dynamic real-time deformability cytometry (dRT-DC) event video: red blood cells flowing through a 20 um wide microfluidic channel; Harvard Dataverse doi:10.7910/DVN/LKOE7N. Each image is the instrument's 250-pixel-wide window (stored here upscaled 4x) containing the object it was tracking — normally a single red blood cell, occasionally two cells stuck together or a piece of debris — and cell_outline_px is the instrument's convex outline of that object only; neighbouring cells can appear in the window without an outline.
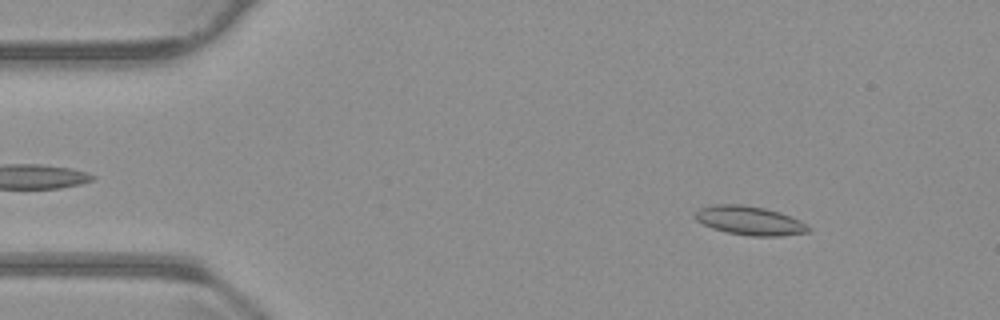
{"species": "common noctule bat (a hibernating species)", "species_latin": "Nyctalus noctula", "temperature_condition": "warm", "stored_images_in_passage": 53, "camera_frame_rate_fps": 3000, "um_per_image_px": 0.085, "animal": {"sex": "male", "body_mass_g": 23.1, "forearm_length_mm": 52.7}, "frame": {"image": 1, "passage_image": 6, "time_ms": 1.667, "image_size_px": [1000, 320], "cell_outline_px": [[812, 228], [808, 232], [780, 236], [752, 236], [728, 232], [712, 228], [696, 220], [692, 216], [692, 212], [696, 208], [712, 204], [744, 204], [764, 208], [780, 212], [800, 220]], "centroid_in_image_um": [63.66, 18.73], "position_along_channel_um": 21.3, "area_um2": 19.36}}
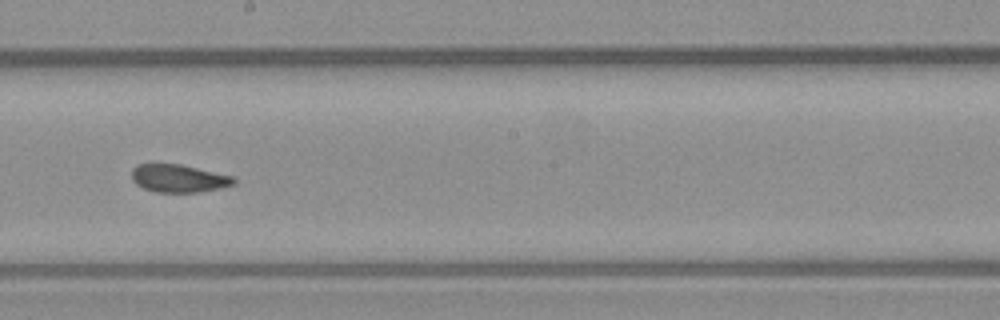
{"frame": {"image": 2, "passage_image": 29, "time_ms": 9.333, "image_size_px": [1000, 320], "cell_outline_px": [[236, 184], [220, 188], [200, 192], [156, 192], [144, 188], [136, 184], [132, 180], [132, 168], [136, 164], [180, 164], [232, 176], [236, 180]], "centroid_in_image_um": [15.18, 15.16], "position_along_channel_um": 233.0, "area_um2": 16.53}}
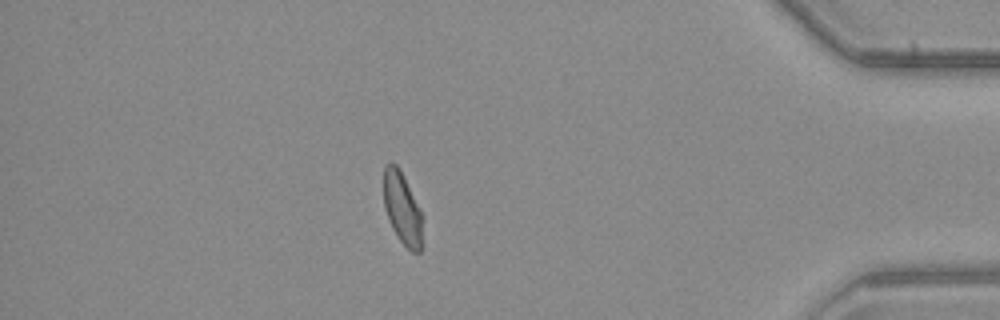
{"frame": {"image": 3, "passage_image": 46, "time_ms": 15.0, "image_size_px": [1000, 320], "cell_outline_px": [[424, 216], [420, 252], [412, 252], [400, 240], [392, 228], [388, 220], [384, 208], [384, 168], [392, 160], [400, 168]], "centroid_in_image_um": [34.21, 17.7], "position_along_channel_um": 401.0, "area_um2": 16.59}, "authors_computed_cell_mechanics": {"area_um2": 17.6868, "velocity_mm_per_s": 3.7872, "shape_relaxation_time_tau1_ms": null, "shape_relaxation_time_tau2_ms": 1.5424, "deformation_change_tau1": null, "deformation_change_tau2": 0.0592}}